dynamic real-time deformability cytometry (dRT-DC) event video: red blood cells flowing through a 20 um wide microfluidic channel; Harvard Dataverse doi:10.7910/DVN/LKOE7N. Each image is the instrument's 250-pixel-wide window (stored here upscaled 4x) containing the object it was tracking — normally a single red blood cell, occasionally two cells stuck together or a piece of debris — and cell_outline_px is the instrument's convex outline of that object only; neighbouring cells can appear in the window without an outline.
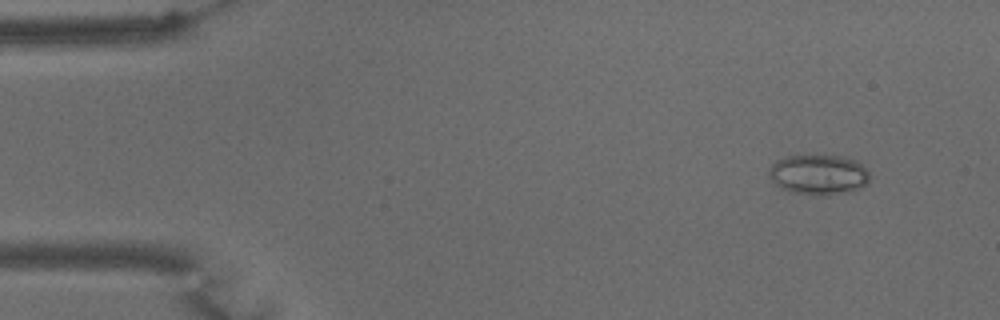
{"species": "common noctule bat (a hibernating species)", "species_latin": "Nyctalus noctula", "temperature_condition": "warm", "stored_images_in_passage": 59, "camera_frame_rate_fps": 3000, "um_per_image_px": 0.085, "animal": {"sex": "male", "body_mass_g": 15.6}, "frame": {"image": 1, "passage_image": 6, "time_ms": 1.667, "image_size_px": [1000, 320], "cell_outline_px": [[868, 184], [852, 192], [828, 196], [812, 196], [788, 192], [780, 188], [768, 176], [768, 168], [776, 160], [784, 156], [840, 156], [856, 160], [868, 172]], "centroid_in_image_um": [69.55, 14.88], "position_along_channel_um": 15.5, "area_um2": 24.04}}
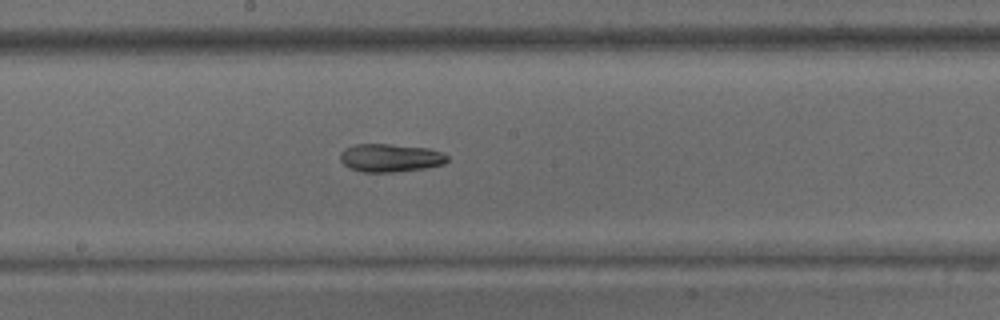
{"frame": {"image": 2, "passage_image": 32, "time_ms": 10.333, "image_size_px": [1000, 320], "cell_outline_px": [[448, 160], [444, 164], [424, 168], [392, 172], [364, 172], [348, 168], [340, 160], [340, 152], [344, 148], [352, 144], [388, 144], [428, 148], [440, 152], [448, 156]], "centroid_in_image_um": [33.13, 13.41], "position_along_channel_um": 215.1, "area_um2": 17.57}}
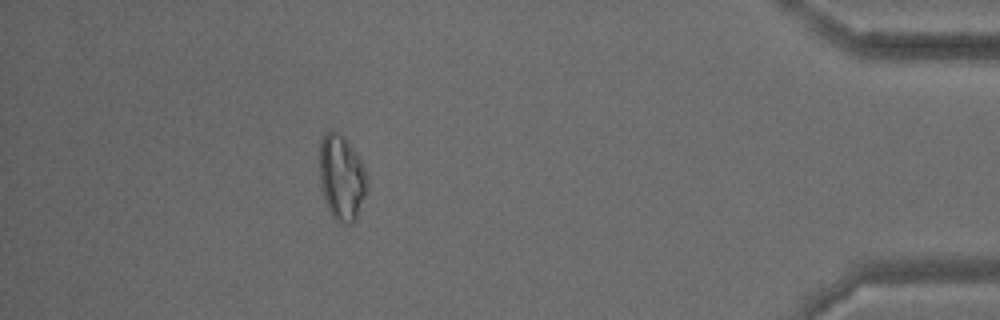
{"frame": {"image": 3, "passage_image": 53, "time_ms": 17.333, "image_size_px": [1000, 320], "cell_outline_px": [[368, 184], [356, 220], [352, 224], [344, 224], [336, 220], [332, 216], [324, 200], [320, 180], [320, 140], [324, 132], [332, 128], [344, 136], [348, 140], [360, 160], [364, 168]], "centroid_in_image_um": [29.02, 15.06], "position_along_channel_um": 406.2, "area_um2": 23.81}}